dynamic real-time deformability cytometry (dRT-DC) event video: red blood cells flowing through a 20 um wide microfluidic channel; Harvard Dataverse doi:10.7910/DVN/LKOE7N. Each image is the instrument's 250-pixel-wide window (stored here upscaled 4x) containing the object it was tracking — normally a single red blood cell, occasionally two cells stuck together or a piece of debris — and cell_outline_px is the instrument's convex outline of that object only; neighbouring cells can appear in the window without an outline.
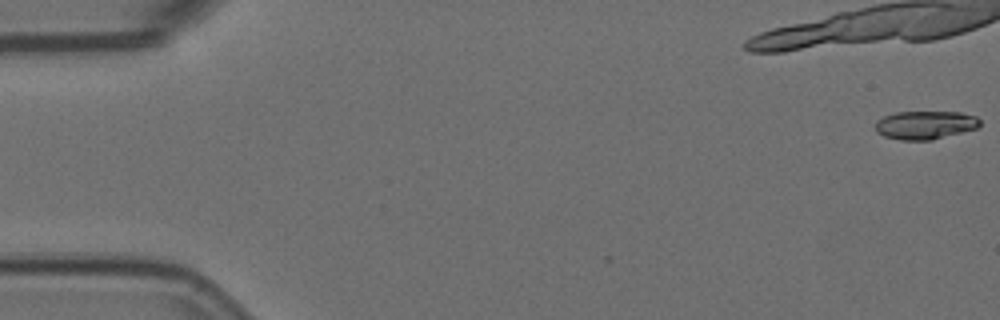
{"species": "Egyptian fruit bat (a non-hibernating species)", "species_latin": "Rousettus aegyptiacus", "temperature_condition": "room temperature", "stored_images_in_passage": 24, "camera_frame_rate_fps": 3000, "um_per_image_px": 0.085, "animal": {"sex": "female"}, "frame": {"image": 1, "passage_image": 1, "time_ms": 0.0, "image_size_px": [1000, 320], "cell_outline_px": [[980, 124], [976, 128], [932, 140], [900, 140], [884, 136], [876, 132], [876, 120], [884, 116], [896, 112], [960, 112], [976, 116], [980, 120]], "centroid_in_image_um": [78.62, 10.62], "position_along_channel_um": 6.4, "area_um2": 17.22}}